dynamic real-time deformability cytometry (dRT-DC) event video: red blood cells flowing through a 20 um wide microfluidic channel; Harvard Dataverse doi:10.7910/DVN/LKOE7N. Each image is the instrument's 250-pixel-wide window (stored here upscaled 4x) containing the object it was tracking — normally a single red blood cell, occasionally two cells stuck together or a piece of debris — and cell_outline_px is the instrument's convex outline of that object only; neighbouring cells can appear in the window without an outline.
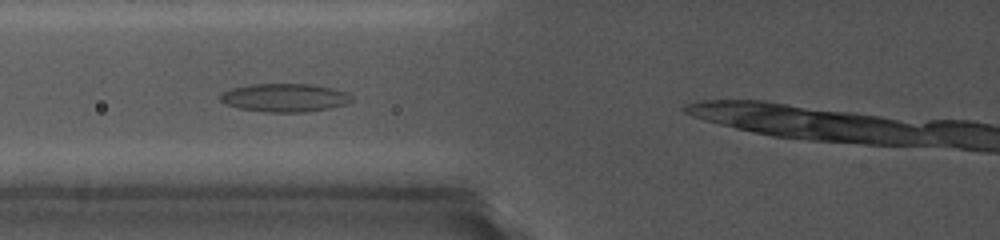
{"species": "common noctule bat (a hibernating species)", "species_latin": "Nyctalus noctula", "temperature_condition": "cold", "stored_images_in_passage": 49, "camera_frame_rate_fps": 5000, "um_per_image_px": 0.085, "animal": {"sex": "female", "body_mass_g": 19.0, "forearm_length_mm": 56.7}, "frame": {"image": 1, "passage_image": 8, "time_ms": 1.4, "image_size_px": [1000, 240], "cell_outline_px": [[352, 100], [344, 104], [328, 108], [304, 112], [264, 112], [240, 108], [224, 104], [220, 100], [220, 96], [224, 92], [232, 88], [252, 84], [312, 84], [332, 88], [348, 92], [352, 96]], "centroid_in_image_um": [24.2, 8.3], "position_along_channel_um": 101.6, "area_um2": 21.56}}
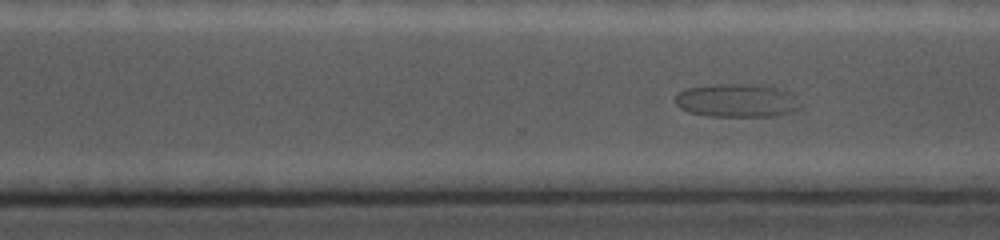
{"frame": {"image": 2, "passage_image": 39, "time_ms": 7.6, "image_size_px": [1000, 240], "cell_outline_px": [[800, 108], [792, 112], [772, 116], [712, 116], [688, 112], [680, 108], [676, 104], [676, 96], [684, 88], [716, 84], [760, 84], [788, 92], [800, 104]], "centroid_in_image_um": [62.6, 8.54], "position_along_channel_um": 308.0, "area_um2": 24.1}}
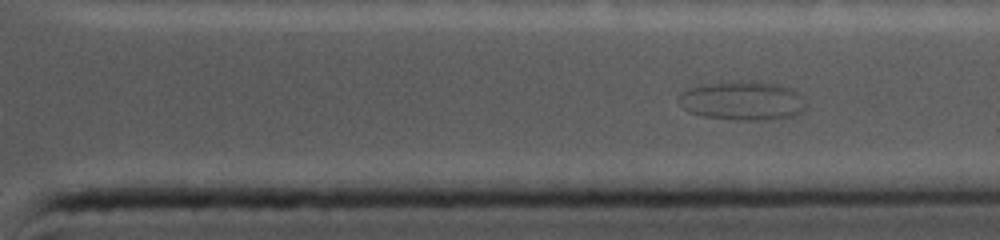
{"frame": {"image": 3, "passage_image": 45, "time_ms": 8.8, "image_size_px": [1000, 240], "cell_outline_px": [[808, 108], [804, 112], [796, 116], [768, 120], [740, 120], [704, 116], [688, 112], [676, 100], [676, 96], [680, 92], [688, 88], [704, 84], [732, 80], [748, 80], [780, 84], [792, 88], [808, 104]], "centroid_in_image_um": [63.13, 8.55], "position_along_channel_um": 348.3, "area_um2": 29.77}}